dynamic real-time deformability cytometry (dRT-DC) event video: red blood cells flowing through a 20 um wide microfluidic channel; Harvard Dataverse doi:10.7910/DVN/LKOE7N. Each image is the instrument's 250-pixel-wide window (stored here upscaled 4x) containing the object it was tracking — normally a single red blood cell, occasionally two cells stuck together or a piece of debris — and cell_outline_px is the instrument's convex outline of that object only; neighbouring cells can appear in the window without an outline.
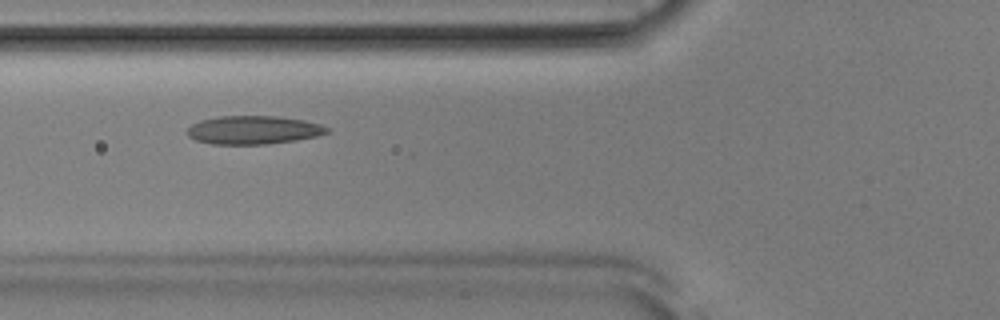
{"species": "Egyptian fruit bat (a non-hibernating species)", "species_latin": "Rousettus aegyptiacus", "temperature_condition": "room temperature", "stored_images_in_passage": 37, "camera_frame_rate_fps": 3000, "um_per_image_px": 0.085, "animal": {"sex": "male"}, "frame": {"image": 1, "passage_image": 5, "time_ms": 1.333, "image_size_px": [1000, 320], "cell_outline_px": [[332, 128], [328, 132], [316, 136], [296, 140], [264, 144], [212, 144], [196, 140], [188, 136], [188, 128], [192, 124], [200, 120], [220, 116], [276, 116], [304, 120], [320, 124]], "centroid_in_image_um": [21.55, 11.04], "position_along_channel_um": 104.2, "area_um2": 23.06}}
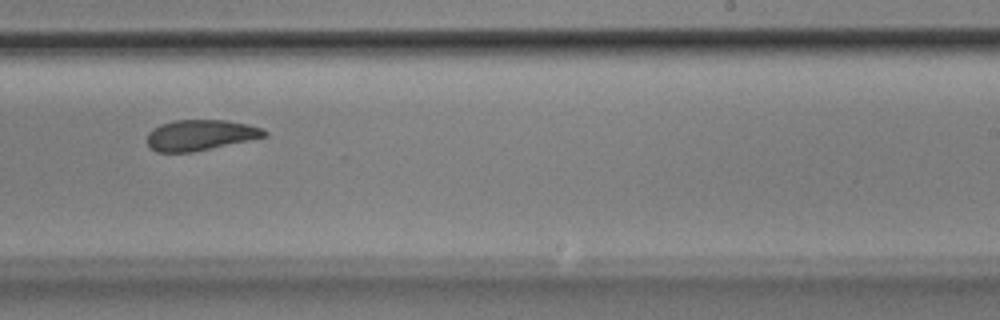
{"frame": {"image": 2, "passage_image": 18, "time_ms": 5.667, "image_size_px": [1000, 320], "cell_outline_px": [[268, 136], [192, 152], [156, 152], [148, 144], [148, 132], [152, 128], [160, 124], [176, 120], [224, 120], [248, 124], [264, 128], [268, 132]], "centroid_in_image_um": [17.05, 11.47], "position_along_channel_um": 272.0, "area_um2": 20.92}}
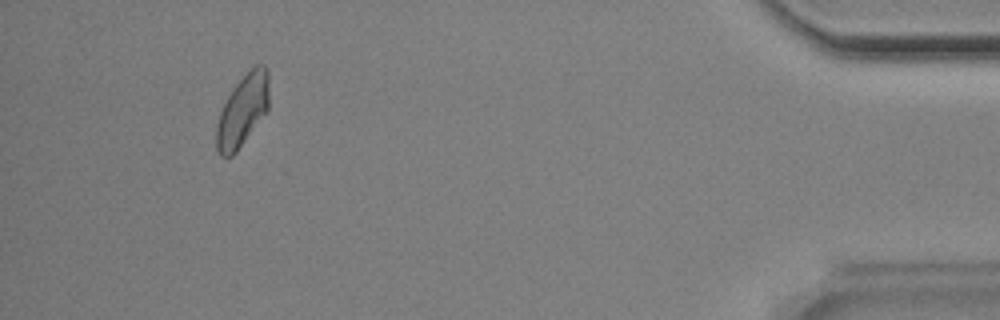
{"frame": {"image": 3, "passage_image": 34, "time_ms": 11.0, "image_size_px": [1000, 320], "cell_outline_px": [[268, 112], [236, 152], [232, 156], [220, 156], [216, 148], [216, 124], [220, 112], [232, 88], [256, 64], [264, 64], [268, 68]], "centroid_in_image_um": [20.63, 9.41], "position_along_channel_um": 414.6, "area_um2": 22.02}, "authors_computed_cell_mechanics": {"area_um2": 21.9062, "velocity_mm_per_s": 3.879, "shape_relaxation_time_tau1_ms": 8.1827, "shape_relaxation_time_tau2_ms": 3.5227, "deformation_change_tau1": 0.1667, "deformation_change_tau2": 0.0785}}